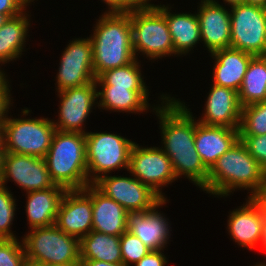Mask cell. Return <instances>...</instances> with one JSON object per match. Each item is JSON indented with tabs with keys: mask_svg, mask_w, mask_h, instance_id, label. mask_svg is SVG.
<instances>
[{
	"mask_svg": "<svg viewBox=\"0 0 266 266\" xmlns=\"http://www.w3.org/2000/svg\"><path fill=\"white\" fill-rule=\"evenodd\" d=\"M161 105L154 107L158 116L162 149L169 157L176 178L184 175L202 189L209 170L203 164L195 146V120L192 112L180 100L161 95Z\"/></svg>",
	"mask_w": 266,
	"mask_h": 266,
	"instance_id": "6da1fadb",
	"label": "cell"
},
{
	"mask_svg": "<svg viewBox=\"0 0 266 266\" xmlns=\"http://www.w3.org/2000/svg\"><path fill=\"white\" fill-rule=\"evenodd\" d=\"M264 182L265 170L239 139L209 170L207 184L202 190L217 197H227L237 188L247 189L251 191L250 197Z\"/></svg>",
	"mask_w": 266,
	"mask_h": 266,
	"instance_id": "7a4b0ae2",
	"label": "cell"
},
{
	"mask_svg": "<svg viewBox=\"0 0 266 266\" xmlns=\"http://www.w3.org/2000/svg\"><path fill=\"white\" fill-rule=\"evenodd\" d=\"M90 37L93 46L94 76L133 62L132 26L129 13L105 12Z\"/></svg>",
	"mask_w": 266,
	"mask_h": 266,
	"instance_id": "3957f363",
	"label": "cell"
},
{
	"mask_svg": "<svg viewBox=\"0 0 266 266\" xmlns=\"http://www.w3.org/2000/svg\"><path fill=\"white\" fill-rule=\"evenodd\" d=\"M44 159L55 185L66 190L89 185L84 133L56 130Z\"/></svg>",
	"mask_w": 266,
	"mask_h": 266,
	"instance_id": "277c9868",
	"label": "cell"
},
{
	"mask_svg": "<svg viewBox=\"0 0 266 266\" xmlns=\"http://www.w3.org/2000/svg\"><path fill=\"white\" fill-rule=\"evenodd\" d=\"M22 243L29 263L40 266L80 263L79 240L56 225L31 229Z\"/></svg>",
	"mask_w": 266,
	"mask_h": 266,
	"instance_id": "5b68a950",
	"label": "cell"
},
{
	"mask_svg": "<svg viewBox=\"0 0 266 266\" xmlns=\"http://www.w3.org/2000/svg\"><path fill=\"white\" fill-rule=\"evenodd\" d=\"M129 15L135 57L140 52L150 60L173 56L174 46L166 17L154 4H140Z\"/></svg>",
	"mask_w": 266,
	"mask_h": 266,
	"instance_id": "8992f818",
	"label": "cell"
},
{
	"mask_svg": "<svg viewBox=\"0 0 266 266\" xmlns=\"http://www.w3.org/2000/svg\"><path fill=\"white\" fill-rule=\"evenodd\" d=\"M85 138L89 184L111 173V170H129L130 151L135 142L106 132H86Z\"/></svg>",
	"mask_w": 266,
	"mask_h": 266,
	"instance_id": "52a82bcc",
	"label": "cell"
},
{
	"mask_svg": "<svg viewBox=\"0 0 266 266\" xmlns=\"http://www.w3.org/2000/svg\"><path fill=\"white\" fill-rule=\"evenodd\" d=\"M4 127L5 151L45 158L55 134L53 120L7 117Z\"/></svg>",
	"mask_w": 266,
	"mask_h": 266,
	"instance_id": "ba28073f",
	"label": "cell"
},
{
	"mask_svg": "<svg viewBox=\"0 0 266 266\" xmlns=\"http://www.w3.org/2000/svg\"><path fill=\"white\" fill-rule=\"evenodd\" d=\"M230 47L254 56H264L266 8L240 3L230 6Z\"/></svg>",
	"mask_w": 266,
	"mask_h": 266,
	"instance_id": "9c48e42d",
	"label": "cell"
},
{
	"mask_svg": "<svg viewBox=\"0 0 266 266\" xmlns=\"http://www.w3.org/2000/svg\"><path fill=\"white\" fill-rule=\"evenodd\" d=\"M108 175L102 176L93 185L129 214L148 212L163 201L155 191L135 177Z\"/></svg>",
	"mask_w": 266,
	"mask_h": 266,
	"instance_id": "30bf717a",
	"label": "cell"
},
{
	"mask_svg": "<svg viewBox=\"0 0 266 266\" xmlns=\"http://www.w3.org/2000/svg\"><path fill=\"white\" fill-rule=\"evenodd\" d=\"M128 171L163 200L166 198L161 191L162 187L177 180L169 157L159 147L146 148L134 143L130 151Z\"/></svg>",
	"mask_w": 266,
	"mask_h": 266,
	"instance_id": "8fae6325",
	"label": "cell"
},
{
	"mask_svg": "<svg viewBox=\"0 0 266 266\" xmlns=\"http://www.w3.org/2000/svg\"><path fill=\"white\" fill-rule=\"evenodd\" d=\"M59 65L55 84L57 92L95 81L90 37L70 41L62 53Z\"/></svg>",
	"mask_w": 266,
	"mask_h": 266,
	"instance_id": "7c38bea8",
	"label": "cell"
},
{
	"mask_svg": "<svg viewBox=\"0 0 266 266\" xmlns=\"http://www.w3.org/2000/svg\"><path fill=\"white\" fill-rule=\"evenodd\" d=\"M9 178L26 193L55 186L44 158L5 152L0 185L5 187Z\"/></svg>",
	"mask_w": 266,
	"mask_h": 266,
	"instance_id": "4fadbf2b",
	"label": "cell"
},
{
	"mask_svg": "<svg viewBox=\"0 0 266 266\" xmlns=\"http://www.w3.org/2000/svg\"><path fill=\"white\" fill-rule=\"evenodd\" d=\"M95 81L86 85L68 88L58 92L61 98L58 121H53L56 130L86 133L82 128L93 105L97 104Z\"/></svg>",
	"mask_w": 266,
	"mask_h": 266,
	"instance_id": "5bb4252c",
	"label": "cell"
},
{
	"mask_svg": "<svg viewBox=\"0 0 266 266\" xmlns=\"http://www.w3.org/2000/svg\"><path fill=\"white\" fill-rule=\"evenodd\" d=\"M92 199L83 190H66L55 225L78 240L92 231Z\"/></svg>",
	"mask_w": 266,
	"mask_h": 266,
	"instance_id": "9a60e30c",
	"label": "cell"
},
{
	"mask_svg": "<svg viewBox=\"0 0 266 266\" xmlns=\"http://www.w3.org/2000/svg\"><path fill=\"white\" fill-rule=\"evenodd\" d=\"M200 3L197 16L201 42L203 41L211 54L217 50L230 48V9L220 5L217 0H201Z\"/></svg>",
	"mask_w": 266,
	"mask_h": 266,
	"instance_id": "2e32d148",
	"label": "cell"
},
{
	"mask_svg": "<svg viewBox=\"0 0 266 266\" xmlns=\"http://www.w3.org/2000/svg\"><path fill=\"white\" fill-rule=\"evenodd\" d=\"M204 115L199 123L239 129L242 106L238 91L223 86L212 85L205 104Z\"/></svg>",
	"mask_w": 266,
	"mask_h": 266,
	"instance_id": "e0dca14e",
	"label": "cell"
},
{
	"mask_svg": "<svg viewBox=\"0 0 266 266\" xmlns=\"http://www.w3.org/2000/svg\"><path fill=\"white\" fill-rule=\"evenodd\" d=\"M92 199V230L121 236L128 230L129 213L116 201L105 196L93 184L82 189Z\"/></svg>",
	"mask_w": 266,
	"mask_h": 266,
	"instance_id": "ac0fdd59",
	"label": "cell"
},
{
	"mask_svg": "<svg viewBox=\"0 0 266 266\" xmlns=\"http://www.w3.org/2000/svg\"><path fill=\"white\" fill-rule=\"evenodd\" d=\"M239 139V129L210 126L195 121L196 150L208 170Z\"/></svg>",
	"mask_w": 266,
	"mask_h": 266,
	"instance_id": "d6986e66",
	"label": "cell"
},
{
	"mask_svg": "<svg viewBox=\"0 0 266 266\" xmlns=\"http://www.w3.org/2000/svg\"><path fill=\"white\" fill-rule=\"evenodd\" d=\"M228 233L242 248L253 249L261 242L264 228V217L259 207L248 197L246 204L230 212Z\"/></svg>",
	"mask_w": 266,
	"mask_h": 266,
	"instance_id": "ffe728a7",
	"label": "cell"
},
{
	"mask_svg": "<svg viewBox=\"0 0 266 266\" xmlns=\"http://www.w3.org/2000/svg\"><path fill=\"white\" fill-rule=\"evenodd\" d=\"M163 200L154 209L144 213H131L128 215V231L138 237L150 250H164L168 244L170 232L169 222L158 208L166 204Z\"/></svg>",
	"mask_w": 266,
	"mask_h": 266,
	"instance_id": "44dd1931",
	"label": "cell"
},
{
	"mask_svg": "<svg viewBox=\"0 0 266 266\" xmlns=\"http://www.w3.org/2000/svg\"><path fill=\"white\" fill-rule=\"evenodd\" d=\"M211 56L215 59L213 84L239 91L254 55L230 47L217 50Z\"/></svg>",
	"mask_w": 266,
	"mask_h": 266,
	"instance_id": "7402d4cb",
	"label": "cell"
},
{
	"mask_svg": "<svg viewBox=\"0 0 266 266\" xmlns=\"http://www.w3.org/2000/svg\"><path fill=\"white\" fill-rule=\"evenodd\" d=\"M65 192V188L55 185L26 193V215L31 229L55 225L58 208Z\"/></svg>",
	"mask_w": 266,
	"mask_h": 266,
	"instance_id": "603a6c76",
	"label": "cell"
},
{
	"mask_svg": "<svg viewBox=\"0 0 266 266\" xmlns=\"http://www.w3.org/2000/svg\"><path fill=\"white\" fill-rule=\"evenodd\" d=\"M166 17L175 55H186L201 42L200 24L197 14L171 13L168 6L155 5Z\"/></svg>",
	"mask_w": 266,
	"mask_h": 266,
	"instance_id": "cb8c5ba5",
	"label": "cell"
},
{
	"mask_svg": "<svg viewBox=\"0 0 266 266\" xmlns=\"http://www.w3.org/2000/svg\"><path fill=\"white\" fill-rule=\"evenodd\" d=\"M97 90L98 108L117 112L139 113L149 109V90H129L121 87H102ZM100 106V107H99Z\"/></svg>",
	"mask_w": 266,
	"mask_h": 266,
	"instance_id": "d4e9b609",
	"label": "cell"
},
{
	"mask_svg": "<svg viewBox=\"0 0 266 266\" xmlns=\"http://www.w3.org/2000/svg\"><path fill=\"white\" fill-rule=\"evenodd\" d=\"M80 260L122 263L120 236L91 231L79 240Z\"/></svg>",
	"mask_w": 266,
	"mask_h": 266,
	"instance_id": "484cf974",
	"label": "cell"
},
{
	"mask_svg": "<svg viewBox=\"0 0 266 266\" xmlns=\"http://www.w3.org/2000/svg\"><path fill=\"white\" fill-rule=\"evenodd\" d=\"M25 12L9 18L0 28V64L14 61L22 55L30 26L29 15ZM0 72L4 71L0 70Z\"/></svg>",
	"mask_w": 266,
	"mask_h": 266,
	"instance_id": "4316f807",
	"label": "cell"
},
{
	"mask_svg": "<svg viewBox=\"0 0 266 266\" xmlns=\"http://www.w3.org/2000/svg\"><path fill=\"white\" fill-rule=\"evenodd\" d=\"M238 96L242 107L266 101V57L254 56L251 59Z\"/></svg>",
	"mask_w": 266,
	"mask_h": 266,
	"instance_id": "83f0119b",
	"label": "cell"
},
{
	"mask_svg": "<svg viewBox=\"0 0 266 266\" xmlns=\"http://www.w3.org/2000/svg\"><path fill=\"white\" fill-rule=\"evenodd\" d=\"M138 58L133 62L108 70L95 79L96 86L121 87L129 90H148L141 74Z\"/></svg>",
	"mask_w": 266,
	"mask_h": 266,
	"instance_id": "f1b7e54d",
	"label": "cell"
},
{
	"mask_svg": "<svg viewBox=\"0 0 266 266\" xmlns=\"http://www.w3.org/2000/svg\"><path fill=\"white\" fill-rule=\"evenodd\" d=\"M266 134V101L242 107L239 135Z\"/></svg>",
	"mask_w": 266,
	"mask_h": 266,
	"instance_id": "f546056e",
	"label": "cell"
},
{
	"mask_svg": "<svg viewBox=\"0 0 266 266\" xmlns=\"http://www.w3.org/2000/svg\"><path fill=\"white\" fill-rule=\"evenodd\" d=\"M8 188L0 185V239H15L10 230L15 215L16 202Z\"/></svg>",
	"mask_w": 266,
	"mask_h": 266,
	"instance_id": "4dcf8cb0",
	"label": "cell"
},
{
	"mask_svg": "<svg viewBox=\"0 0 266 266\" xmlns=\"http://www.w3.org/2000/svg\"><path fill=\"white\" fill-rule=\"evenodd\" d=\"M120 247L122 263L125 266L137 263L151 251L128 230L120 236Z\"/></svg>",
	"mask_w": 266,
	"mask_h": 266,
	"instance_id": "1f68e13d",
	"label": "cell"
},
{
	"mask_svg": "<svg viewBox=\"0 0 266 266\" xmlns=\"http://www.w3.org/2000/svg\"><path fill=\"white\" fill-rule=\"evenodd\" d=\"M26 263L22 240L0 239V266H24Z\"/></svg>",
	"mask_w": 266,
	"mask_h": 266,
	"instance_id": "d6a6232c",
	"label": "cell"
},
{
	"mask_svg": "<svg viewBox=\"0 0 266 266\" xmlns=\"http://www.w3.org/2000/svg\"><path fill=\"white\" fill-rule=\"evenodd\" d=\"M248 152L266 170V134L260 136L239 135Z\"/></svg>",
	"mask_w": 266,
	"mask_h": 266,
	"instance_id": "836d02e7",
	"label": "cell"
},
{
	"mask_svg": "<svg viewBox=\"0 0 266 266\" xmlns=\"http://www.w3.org/2000/svg\"><path fill=\"white\" fill-rule=\"evenodd\" d=\"M10 85L5 73L0 72V126H3L11 105ZM6 113V114H5Z\"/></svg>",
	"mask_w": 266,
	"mask_h": 266,
	"instance_id": "e575fe53",
	"label": "cell"
},
{
	"mask_svg": "<svg viewBox=\"0 0 266 266\" xmlns=\"http://www.w3.org/2000/svg\"><path fill=\"white\" fill-rule=\"evenodd\" d=\"M31 1L34 0H0V14L16 17L26 10Z\"/></svg>",
	"mask_w": 266,
	"mask_h": 266,
	"instance_id": "d590c367",
	"label": "cell"
},
{
	"mask_svg": "<svg viewBox=\"0 0 266 266\" xmlns=\"http://www.w3.org/2000/svg\"><path fill=\"white\" fill-rule=\"evenodd\" d=\"M108 5L106 12L129 13L140 5L137 0H102Z\"/></svg>",
	"mask_w": 266,
	"mask_h": 266,
	"instance_id": "8d00e7d4",
	"label": "cell"
},
{
	"mask_svg": "<svg viewBox=\"0 0 266 266\" xmlns=\"http://www.w3.org/2000/svg\"><path fill=\"white\" fill-rule=\"evenodd\" d=\"M166 256L162 250H151L146 256L135 263V266H165L167 264Z\"/></svg>",
	"mask_w": 266,
	"mask_h": 266,
	"instance_id": "74e56055",
	"label": "cell"
},
{
	"mask_svg": "<svg viewBox=\"0 0 266 266\" xmlns=\"http://www.w3.org/2000/svg\"><path fill=\"white\" fill-rule=\"evenodd\" d=\"M250 198L259 207L264 220H266V184H263Z\"/></svg>",
	"mask_w": 266,
	"mask_h": 266,
	"instance_id": "f35d334b",
	"label": "cell"
},
{
	"mask_svg": "<svg viewBox=\"0 0 266 266\" xmlns=\"http://www.w3.org/2000/svg\"><path fill=\"white\" fill-rule=\"evenodd\" d=\"M81 266H125L123 263H108L96 260H80Z\"/></svg>",
	"mask_w": 266,
	"mask_h": 266,
	"instance_id": "ab89813d",
	"label": "cell"
},
{
	"mask_svg": "<svg viewBox=\"0 0 266 266\" xmlns=\"http://www.w3.org/2000/svg\"><path fill=\"white\" fill-rule=\"evenodd\" d=\"M4 127L0 126V153H5Z\"/></svg>",
	"mask_w": 266,
	"mask_h": 266,
	"instance_id": "60d3db41",
	"label": "cell"
},
{
	"mask_svg": "<svg viewBox=\"0 0 266 266\" xmlns=\"http://www.w3.org/2000/svg\"><path fill=\"white\" fill-rule=\"evenodd\" d=\"M244 3L258 5L266 8V0H244Z\"/></svg>",
	"mask_w": 266,
	"mask_h": 266,
	"instance_id": "b9f144b4",
	"label": "cell"
},
{
	"mask_svg": "<svg viewBox=\"0 0 266 266\" xmlns=\"http://www.w3.org/2000/svg\"><path fill=\"white\" fill-rule=\"evenodd\" d=\"M263 244V245H262ZM261 245L265 248L266 250V220H264V228H263V235H262V240H261Z\"/></svg>",
	"mask_w": 266,
	"mask_h": 266,
	"instance_id": "7bdbcfd3",
	"label": "cell"
},
{
	"mask_svg": "<svg viewBox=\"0 0 266 266\" xmlns=\"http://www.w3.org/2000/svg\"><path fill=\"white\" fill-rule=\"evenodd\" d=\"M4 155L5 153H0V180L3 175Z\"/></svg>",
	"mask_w": 266,
	"mask_h": 266,
	"instance_id": "ee69618b",
	"label": "cell"
},
{
	"mask_svg": "<svg viewBox=\"0 0 266 266\" xmlns=\"http://www.w3.org/2000/svg\"><path fill=\"white\" fill-rule=\"evenodd\" d=\"M224 1L225 3H227L228 6L244 3V0H224Z\"/></svg>",
	"mask_w": 266,
	"mask_h": 266,
	"instance_id": "f6af8a7d",
	"label": "cell"
},
{
	"mask_svg": "<svg viewBox=\"0 0 266 266\" xmlns=\"http://www.w3.org/2000/svg\"><path fill=\"white\" fill-rule=\"evenodd\" d=\"M9 17L4 14H0V28L7 22Z\"/></svg>",
	"mask_w": 266,
	"mask_h": 266,
	"instance_id": "bcb514c9",
	"label": "cell"
},
{
	"mask_svg": "<svg viewBox=\"0 0 266 266\" xmlns=\"http://www.w3.org/2000/svg\"><path fill=\"white\" fill-rule=\"evenodd\" d=\"M140 4H149L151 0H137Z\"/></svg>",
	"mask_w": 266,
	"mask_h": 266,
	"instance_id": "7dc6e473",
	"label": "cell"
},
{
	"mask_svg": "<svg viewBox=\"0 0 266 266\" xmlns=\"http://www.w3.org/2000/svg\"><path fill=\"white\" fill-rule=\"evenodd\" d=\"M60 266H81V265H80V263H77V264L60 265Z\"/></svg>",
	"mask_w": 266,
	"mask_h": 266,
	"instance_id": "c3c4849f",
	"label": "cell"
},
{
	"mask_svg": "<svg viewBox=\"0 0 266 266\" xmlns=\"http://www.w3.org/2000/svg\"><path fill=\"white\" fill-rule=\"evenodd\" d=\"M24 266H40V265H36V264H32V263L27 262Z\"/></svg>",
	"mask_w": 266,
	"mask_h": 266,
	"instance_id": "681fc988",
	"label": "cell"
},
{
	"mask_svg": "<svg viewBox=\"0 0 266 266\" xmlns=\"http://www.w3.org/2000/svg\"><path fill=\"white\" fill-rule=\"evenodd\" d=\"M255 266H266V263L264 262V263H259V264H257V265H255Z\"/></svg>",
	"mask_w": 266,
	"mask_h": 266,
	"instance_id": "f907efd6",
	"label": "cell"
},
{
	"mask_svg": "<svg viewBox=\"0 0 266 266\" xmlns=\"http://www.w3.org/2000/svg\"><path fill=\"white\" fill-rule=\"evenodd\" d=\"M264 57H266V43H265V49H264Z\"/></svg>",
	"mask_w": 266,
	"mask_h": 266,
	"instance_id": "816d5d0a",
	"label": "cell"
},
{
	"mask_svg": "<svg viewBox=\"0 0 266 266\" xmlns=\"http://www.w3.org/2000/svg\"><path fill=\"white\" fill-rule=\"evenodd\" d=\"M263 184H266V170H265V182Z\"/></svg>",
	"mask_w": 266,
	"mask_h": 266,
	"instance_id": "f5cc1de1",
	"label": "cell"
}]
</instances>
